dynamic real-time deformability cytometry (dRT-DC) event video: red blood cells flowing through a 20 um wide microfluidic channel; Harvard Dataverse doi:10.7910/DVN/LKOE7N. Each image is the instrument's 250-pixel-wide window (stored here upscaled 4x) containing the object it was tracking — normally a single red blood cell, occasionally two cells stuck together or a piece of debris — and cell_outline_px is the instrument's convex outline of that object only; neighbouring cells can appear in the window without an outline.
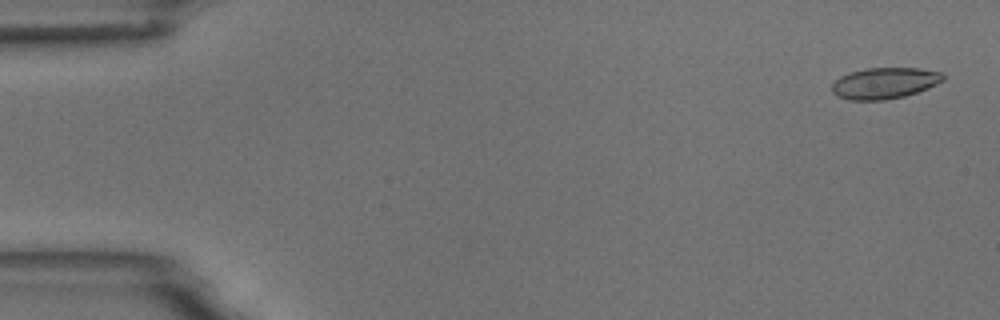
{"species": "common noctule bat (a hibernating species)", "species_latin": "Nyctalus noctula", "temperature_condition": "room temperature", "stored_images_in_passage": 5, "camera_frame_rate_fps": 3000, "um_per_image_px": 0.085, "animal": {"sex": "male", "body_mass_g": 18.8}, "frame": {"image": 1, "passage_image": 1, "time_ms": 0.0, "image_size_px": [1000, 320], "cell_outline_px": [[944, 80], [928, 88], [904, 96], [884, 100], [848, 100], [836, 96], [832, 92], [832, 80], [840, 76], [852, 72], [868, 68], [920, 68], [940, 72], [944, 76]], "centroid_in_image_um": [75.15, 7.07], "position_along_channel_um": 9.9, "area_um2": 20.23}}
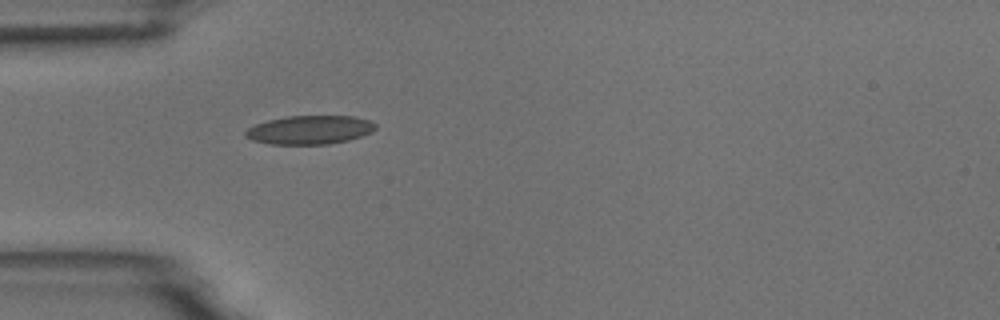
{"frame": {"image": 2, "passage_image": 5, "time_ms": 4.667, "image_size_px": [1000, 320], "cell_outline_px": [[376, 128], [372, 132], [348, 140], [328, 144], [272, 144], [252, 140], [244, 136], [244, 132], [248, 128], [256, 124], [268, 120], [288, 116], [352, 116], [368, 120], [376, 124]], "centroid_in_image_um": [26.31, 11.04], "position_along_channel_um": 58.7, "area_um2": 21.62}}